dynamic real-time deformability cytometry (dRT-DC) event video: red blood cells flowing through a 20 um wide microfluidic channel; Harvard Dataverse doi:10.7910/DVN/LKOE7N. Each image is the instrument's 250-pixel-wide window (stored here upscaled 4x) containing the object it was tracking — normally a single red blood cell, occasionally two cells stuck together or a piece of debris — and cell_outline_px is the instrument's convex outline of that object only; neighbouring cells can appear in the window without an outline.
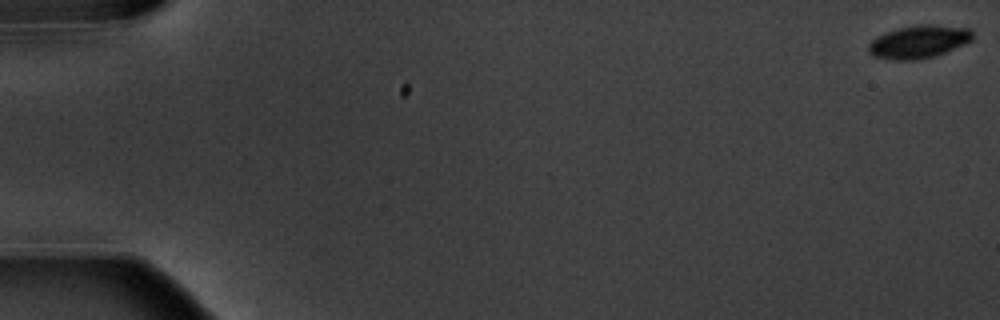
{"species": "common noctule bat (a hibernating species)", "species_latin": "Nyctalus noctula", "temperature_condition": "warm", "stored_images_in_passage": 6, "camera_frame_rate_fps": 3000, "um_per_image_px": 0.085, "animal": {"sex": "male", "body_mass_g": 20.1, "forearm_length_mm": 53.5}, "frame": {"image": 1, "passage_image": 1, "time_ms": 0.0, "image_size_px": [1000, 320], "cell_outline_px": [[972, 40], [964, 44], [944, 52], [932, 56], [916, 60], [892, 60], [872, 56], [868, 52], [868, 44], [876, 36], [900, 28], [916, 24], [932, 24], [972, 28]], "centroid_in_image_um": [78.08, 3.54], "position_along_channel_um": 6.9, "area_um2": 19.94}}
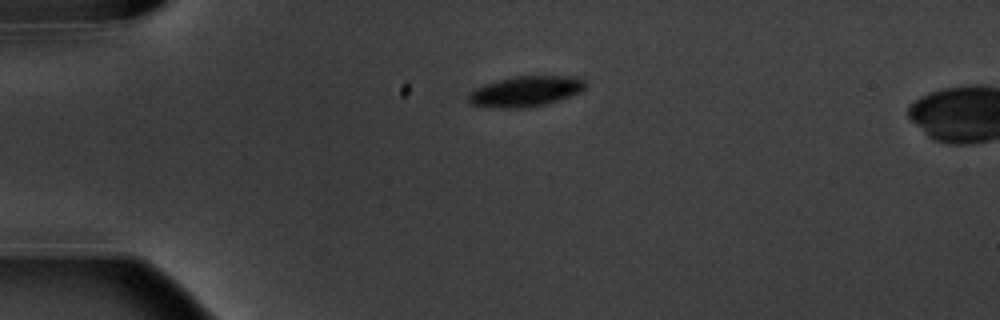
{"frame": {"image": 2, "passage_image": 4, "time_ms": 4.667, "image_size_px": [1000, 320], "cell_outline_px": [[588, 88], [580, 92], [560, 100], [528, 108], [504, 108], [472, 104], [468, 100], [468, 96], [476, 88], [484, 84], [496, 80], [512, 76], [580, 76], [588, 80]], "centroid_in_image_um": [44.79, 7.74], "position_along_channel_um": 40.2, "area_um2": 21.04}}